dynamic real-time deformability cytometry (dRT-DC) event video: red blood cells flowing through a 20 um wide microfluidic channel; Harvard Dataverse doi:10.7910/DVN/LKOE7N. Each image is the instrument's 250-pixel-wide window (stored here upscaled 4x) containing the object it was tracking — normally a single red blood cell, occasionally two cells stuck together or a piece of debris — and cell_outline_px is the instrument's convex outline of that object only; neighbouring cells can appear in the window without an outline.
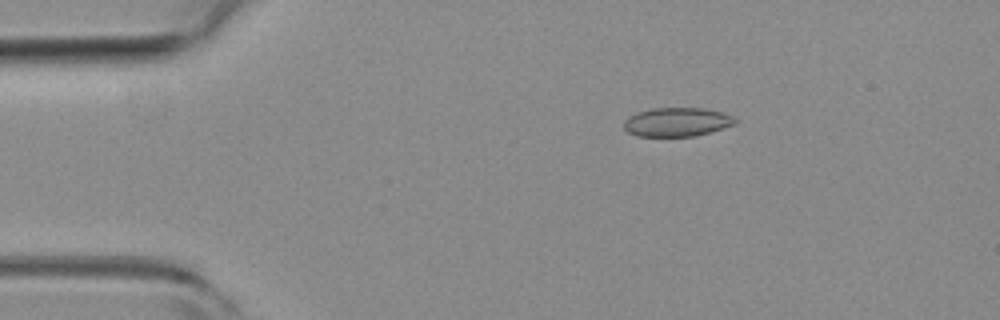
{"species": "common noctule bat (a hibernating species)", "species_latin": "Nyctalus noctula", "temperature_condition": "room temperature", "stored_images_in_passage": 2, "camera_frame_rate_fps": 3000, "um_per_image_px": 0.085, "animal": {"sex": "female", "body_mass_g": 19.3, "forearm_length_mm": 54.1}, "frame": {"image": 1, "passage_image": 1, "time_ms": 0.0, "image_size_px": [1000, 320], "cell_outline_px": [[736, 124], [708, 132], [692, 136], [636, 136], [628, 132], [624, 128], [624, 120], [628, 116], [636, 112], [652, 108], [704, 108], [720, 112], [732, 116], [736, 120]], "centroid_in_image_um": [57.49, 10.36], "position_along_channel_um": 27.5, "area_um2": 18.61}}